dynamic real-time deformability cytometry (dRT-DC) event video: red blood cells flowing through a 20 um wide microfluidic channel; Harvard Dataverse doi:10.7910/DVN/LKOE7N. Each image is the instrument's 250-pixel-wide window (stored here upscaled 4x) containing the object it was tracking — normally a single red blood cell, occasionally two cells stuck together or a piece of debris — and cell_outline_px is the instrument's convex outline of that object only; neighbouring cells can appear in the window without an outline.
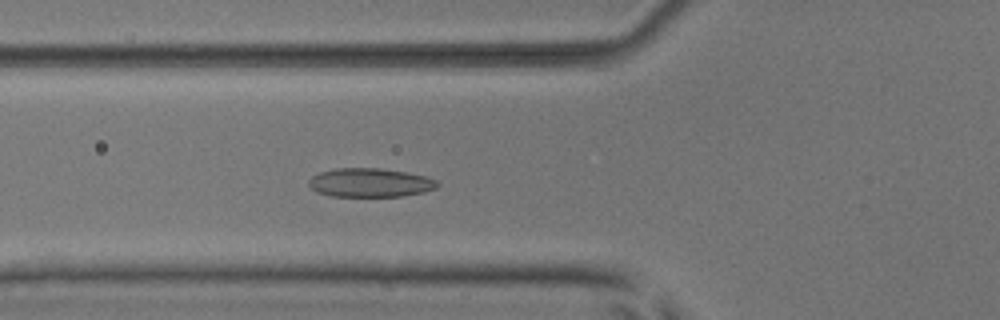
{"species": "common noctule bat (a hibernating species)", "species_latin": "Nyctalus noctula", "temperature_condition": "room temperature", "stored_images_in_passage": 53, "camera_frame_rate_fps": 3000, "um_per_image_px": 0.085, "animal": {"sex": "male", "body_mass_g": 17.9, "forearm_length_mm": 54.2}, "frame": {"image": 1, "passage_image": 20, "time_ms": 6.333, "image_size_px": [1000, 320], "cell_outline_px": [[440, 184], [436, 188], [424, 192], [400, 196], [332, 196], [316, 192], [308, 184], [308, 180], [312, 176], [320, 172], [336, 168], [380, 168], [428, 176], [436, 180]], "centroid_in_image_um": [31.46, 15.52], "position_along_channel_um": 94.3, "area_um2": 21.62}}
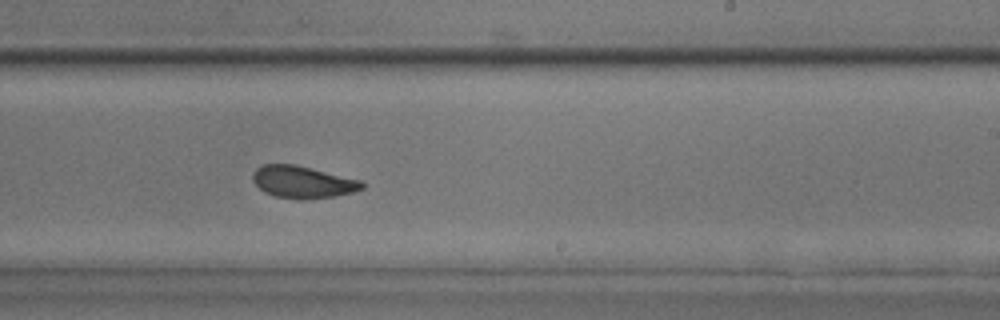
{"frame": {"image": 2, "passage_image": 33, "time_ms": 10.667, "image_size_px": [1000, 320], "cell_outline_px": [[364, 188], [352, 192], [336, 196], [304, 200], [300, 200], [276, 196], [264, 192], [252, 180], [252, 172], [260, 164], [296, 164], [360, 180], [364, 184]], "centroid_in_image_um": [25.7, 15.47], "position_along_channel_um": 263.3, "area_um2": 20.58}}
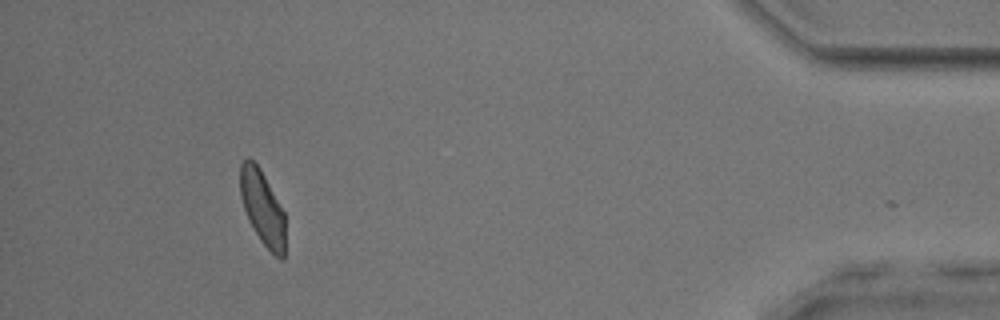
{"frame": {"image": 3, "passage_image": 49, "time_ms": 16.0, "image_size_px": [1000, 320], "cell_outline_px": [[284, 260], [280, 260], [260, 240], [248, 220], [240, 196], [240, 164], [248, 156], [260, 168], [284, 212]], "centroid_in_image_um": [22.29, 17.64], "position_along_channel_um": 412.9, "area_um2": 19.36}, "authors_computed_cell_mechanics": {"area_um2": 21.1548, "velocity_mm_per_s": 3.9072, "shape_relaxation_time_tau1_ms": 5.6091, "shape_relaxation_time_tau2_ms": 1.5795, "deformation_change_tau1": 0.1493, "deformation_change_tau2": 0.0614}}